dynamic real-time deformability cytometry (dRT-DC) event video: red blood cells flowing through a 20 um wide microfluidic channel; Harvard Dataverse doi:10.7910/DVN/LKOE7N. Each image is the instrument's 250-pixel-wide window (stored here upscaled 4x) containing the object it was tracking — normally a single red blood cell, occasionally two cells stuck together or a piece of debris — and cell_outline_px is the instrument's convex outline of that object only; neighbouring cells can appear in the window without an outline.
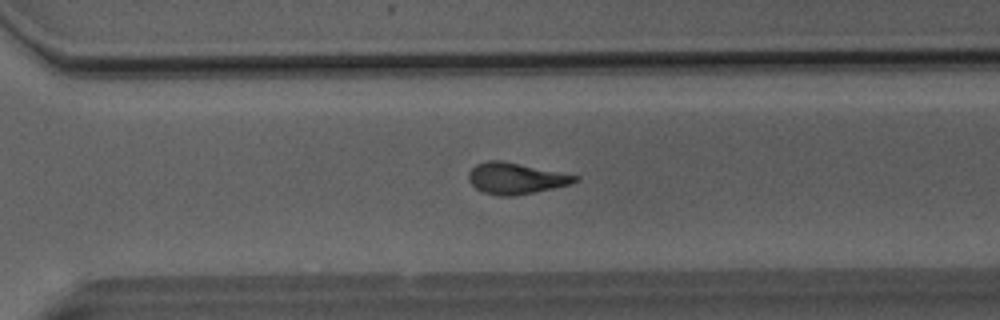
{"species": "Egyptian fruit bat (a non-hibernating species)", "species_latin": "Rousettus aegyptiacus", "temperature_condition": "room temperature", "stored_images_in_passage": 50, "camera_frame_rate_fps": 3000, "um_per_image_px": 0.085, "animal": {"sex": "male"}, "frame": {"image": 1, "passage_image": 35, "time_ms": 11.333, "image_size_px": [1000, 320], "cell_outline_px": [[580, 180], [572, 184], [516, 196], [496, 196], [484, 192], [476, 188], [468, 180], [468, 172], [476, 164], [488, 160], [500, 160], [580, 176]], "centroid_in_image_um": [43.84, 15.17], "position_along_channel_um": 326.8, "area_um2": 19.42}}
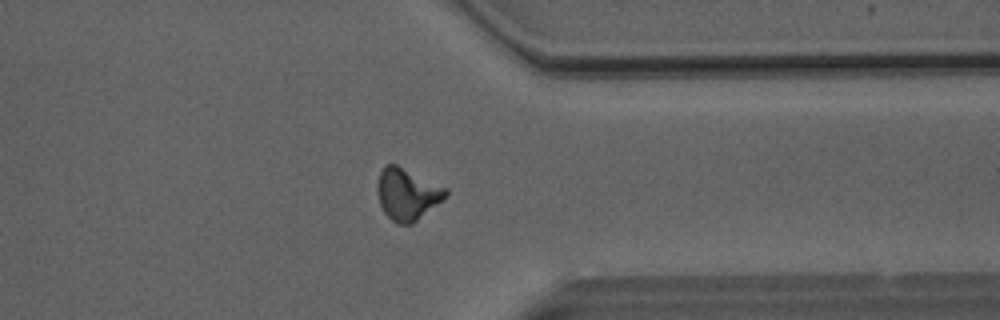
{"frame": {"image": 2, "passage_image": 39, "time_ms": 12.667, "image_size_px": [1000, 320], "cell_outline_px": [[448, 196], [412, 224], [396, 224], [384, 212], [380, 204], [376, 188], [380, 172], [384, 164], [396, 164], [448, 188]], "centroid_in_image_um": [34.62, 16.49], "position_along_channel_um": 376.8, "area_um2": 20.69}}
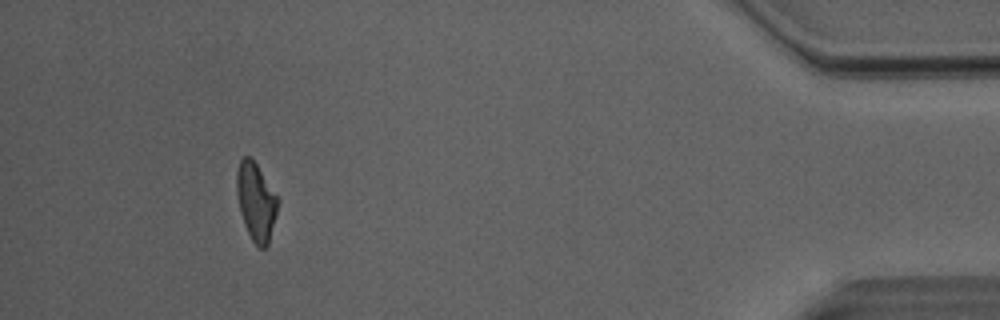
{"frame": {"image": 3, "passage_image": 46, "time_ms": 15.0, "image_size_px": [1000, 320], "cell_outline_px": [[280, 200], [268, 244], [264, 248], [260, 248], [252, 240], [244, 224], [240, 212], [236, 192], [236, 172], [240, 160], [244, 156], [252, 156]], "centroid_in_image_um": [21.76, 17.09], "position_along_channel_um": 413.4, "area_um2": 18.79}, "authors_computed_cell_mechanics": {"area_um2": 19.4497, "velocity_mm_per_s": 4.0818, "shape_relaxation_time_tau1_ms": 6.4557, "shape_relaxation_time_tau2_ms": 2.4461, "deformation_change_tau1": 0.1846, "deformation_change_tau2": 0.1066}}